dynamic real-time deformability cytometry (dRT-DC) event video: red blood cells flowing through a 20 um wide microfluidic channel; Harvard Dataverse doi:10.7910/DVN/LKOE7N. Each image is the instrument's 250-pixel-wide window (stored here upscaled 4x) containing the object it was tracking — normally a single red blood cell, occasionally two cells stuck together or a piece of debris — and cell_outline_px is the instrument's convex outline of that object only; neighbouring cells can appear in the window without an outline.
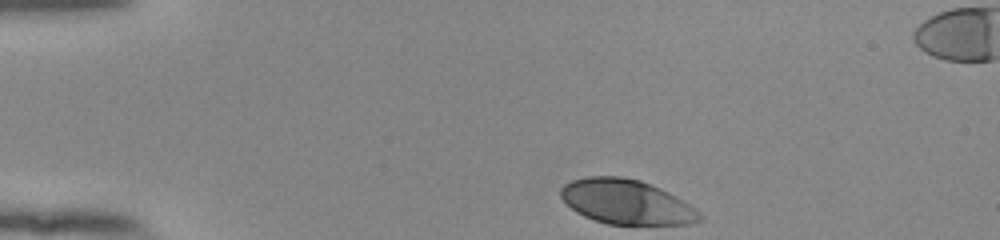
{"species": "human", "species_latin": "Homo sapiens", "temperature_condition": "room temperature", "stored_images_in_passage": 36, "camera_frame_rate_fps": 3000, "um_per_image_px": 0.085, "donor": {"sex": "female"}, "frame": {"image": 1, "passage_image": 1, "time_ms": 0.0, "image_size_px": [1000, 240], "cell_outline_px": [[704, 220], [692, 224], [608, 224], [584, 216], [576, 212], [560, 196], [560, 188], [564, 184], [572, 180], [584, 176], [620, 176], [640, 180], [660, 188], [676, 196], [688, 204], [704, 216]], "centroid_in_image_um": [53.25, 17.16], "position_along_channel_um": 31.8, "area_um2": 36.07}}
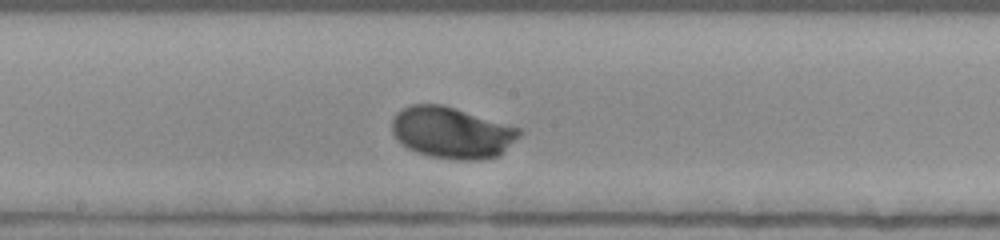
{"frame": {"image": 2, "passage_image": 20, "time_ms": 6.333, "image_size_px": [1000, 240], "cell_outline_px": [[524, 132], [500, 156], [480, 160], [456, 160], [428, 156], [416, 152], [400, 144], [392, 132], [392, 120], [396, 112], [412, 104], [444, 104], [520, 128]], "centroid_in_image_um": [38.42, 11.28], "position_along_channel_um": 209.8, "area_um2": 38.61}}
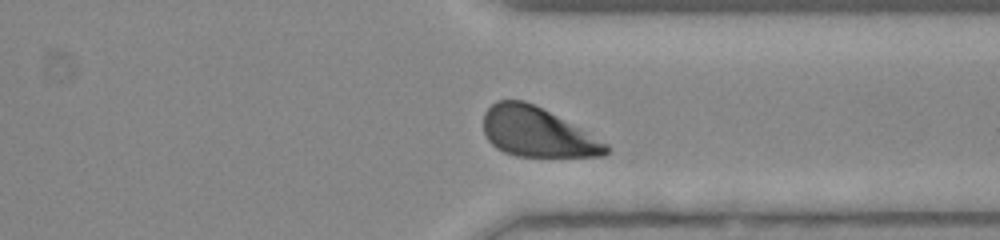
{"frame": {"image": 3, "passage_image": 32, "time_ms": 10.333, "image_size_px": [1000, 240], "cell_outline_px": [[608, 152], [604, 156], [516, 156], [504, 152], [496, 148], [488, 140], [484, 132], [484, 112], [496, 100], [524, 100], [556, 116], [608, 144]], "centroid_in_image_um": [45.61, 11.24], "position_along_channel_um": 365.8, "area_um2": 34.68}, "authors_computed_cell_mechanics": {"area_um2": 36.8186, "velocity_mm_per_s": 3.8752, "shape_relaxation_time_tau1_ms": 2.7437, "shape_relaxation_time_tau2_ms": null, "deformation_change_tau1": 0.1825, "deformation_change_tau2": null}}